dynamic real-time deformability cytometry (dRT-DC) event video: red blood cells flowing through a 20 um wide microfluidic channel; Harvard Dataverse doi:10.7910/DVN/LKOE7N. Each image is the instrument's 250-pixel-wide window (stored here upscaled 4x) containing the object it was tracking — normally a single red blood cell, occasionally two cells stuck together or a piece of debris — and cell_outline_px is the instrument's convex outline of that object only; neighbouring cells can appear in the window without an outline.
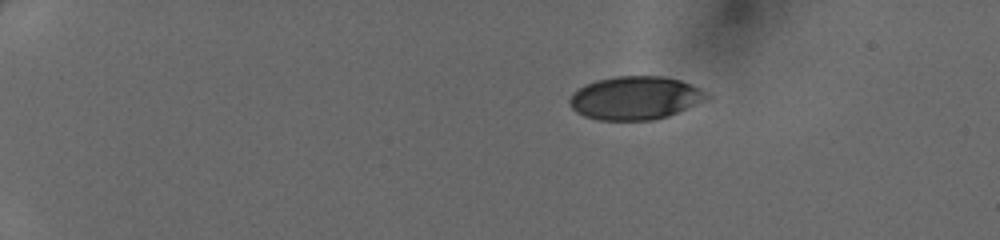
{"species": "human", "species_latin": "Homo sapiens", "temperature_condition": "cold", "stored_images_in_passage": 40, "camera_frame_rate_fps": 3000, "um_per_image_px": 0.085, "donor": {"sex": "female"}, "frame": {"image": 1, "passage_image": 1, "time_ms": 0.0, "image_size_px": [1000, 240], "cell_outline_px": [[712, 96], [704, 100], [668, 116], [656, 120], [596, 120], [584, 116], [576, 112], [568, 104], [568, 100], [572, 92], [584, 84], [596, 80], [616, 76], [664, 76], [680, 80], [692, 84]], "centroid_in_image_um": [53.94, 8.32], "position_along_channel_um": 31.1, "area_um2": 34.8}}
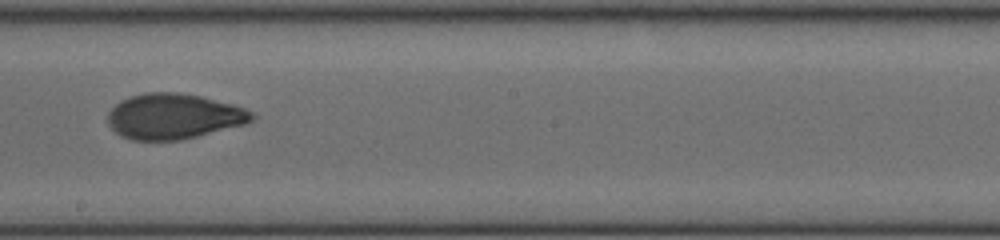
{"frame": {"image": 2, "passage_image": 22, "time_ms": 7.0, "image_size_px": [1000, 240], "cell_outline_px": [[256, 116], [252, 120], [244, 124], [180, 140], [132, 140], [120, 136], [108, 124], [108, 112], [120, 100], [144, 92], [176, 92], [200, 96], [232, 104], [244, 108], [252, 112]], "centroid_in_image_um": [14.73, 9.88], "position_along_channel_um": 233.5, "area_um2": 37.92}}
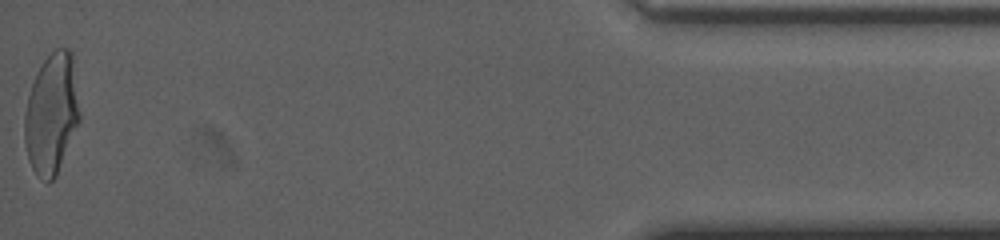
{"frame": {"image": 3, "passage_image": 40, "time_ms": 13.0, "image_size_px": [1000, 240], "cell_outline_px": [[80, 120], [56, 176], [48, 184], [32, 168], [28, 160], [24, 140], [24, 116], [28, 96], [36, 72], [44, 60], [56, 48], [68, 48], [72, 52], [80, 112]], "centroid_in_image_um": [4.38, 9.67], "position_along_channel_um": 430.8, "area_um2": 38.73}}